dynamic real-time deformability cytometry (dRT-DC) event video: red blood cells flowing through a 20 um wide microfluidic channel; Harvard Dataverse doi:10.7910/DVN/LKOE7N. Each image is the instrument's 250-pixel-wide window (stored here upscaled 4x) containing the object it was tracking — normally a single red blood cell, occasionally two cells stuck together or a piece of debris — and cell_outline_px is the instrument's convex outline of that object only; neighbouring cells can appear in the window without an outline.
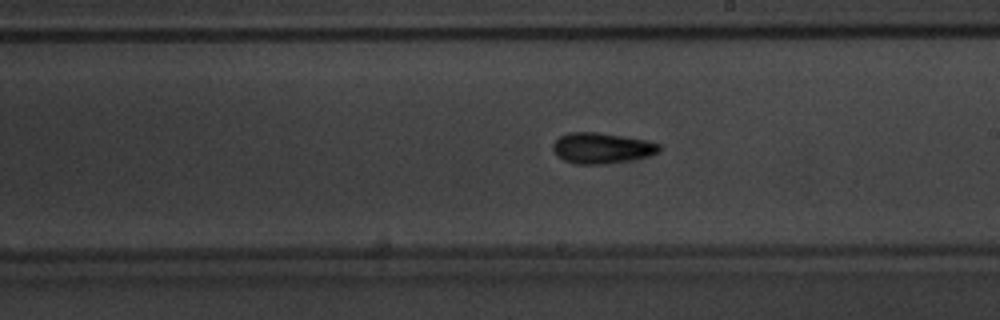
{"species": "common noctule bat (a hibernating species)", "species_latin": "Nyctalus noctula", "temperature_condition": "warm", "stored_images_in_passage": 52, "camera_frame_rate_fps": 3000, "um_per_image_px": 0.085, "animal": {"sex": "male", "body_mass_g": 20.1, "forearm_length_mm": 53.5}, "frame": {"image": 1, "passage_image": 30, "time_ms": 9.667, "image_size_px": [1000, 320], "cell_outline_px": [[664, 148], [660, 152], [648, 156], [628, 160], [604, 164], [576, 164], [564, 160], [552, 148], [552, 144], [560, 136], [568, 132], [596, 132], [644, 140], [660, 144]], "centroid_in_image_um": [51.17, 12.58], "position_along_channel_um": 237.8, "area_um2": 18.84}}
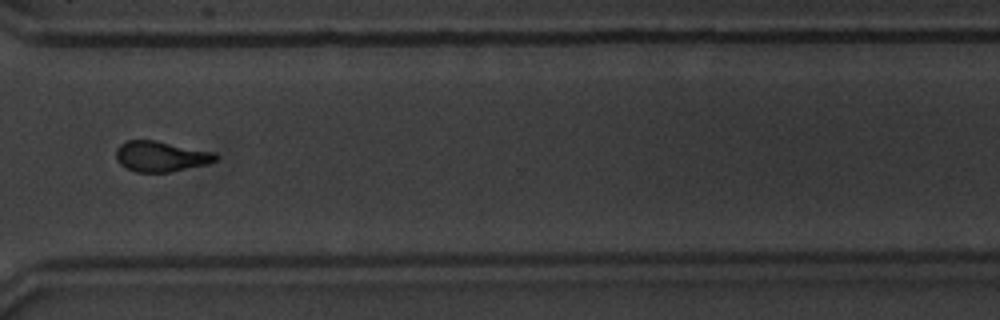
{"frame": {"image": 2, "passage_image": 39, "time_ms": 12.667, "image_size_px": [1000, 320], "cell_outline_px": [[220, 156], [216, 160], [208, 164], [168, 172], [136, 172], [124, 168], [116, 160], [116, 148], [120, 144], [128, 140], [156, 140], [216, 152]], "centroid_in_image_um": [13.68, 13.29], "position_along_channel_um": 356.9, "area_um2": 17.98}}
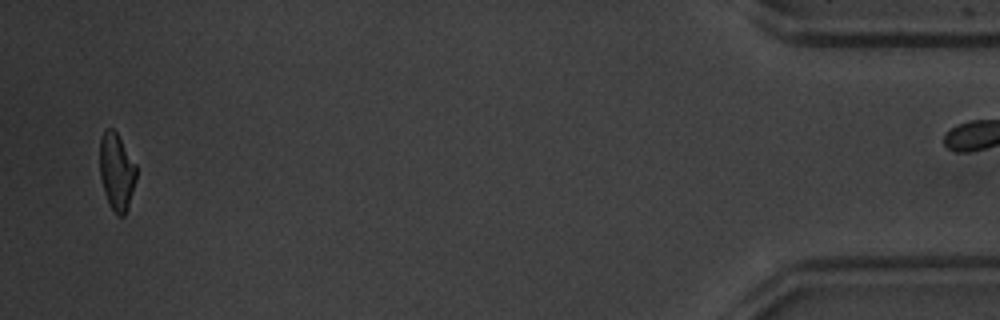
{"frame": {"image": 3, "passage_image": 50, "time_ms": 16.333, "image_size_px": [1000, 320], "cell_outline_px": [[136, 180], [128, 208], [124, 216], [116, 216], [108, 204], [104, 192], [100, 176], [100, 140], [104, 132], [108, 128], [112, 128], [116, 132], [136, 164]], "centroid_in_image_um": [9.92, 14.64], "position_along_channel_um": 425.3, "area_um2": 16.47}, "authors_computed_cell_mechanics": {"area_um2": 17.629, "velocity_mm_per_s": 3.9763, "shape_relaxation_time_tau1_ms": 3.2535, "shape_relaxation_time_tau2_ms": 1.667, "deformation_change_tau1": 0.1374, "deformation_change_tau2": 0.0774}}